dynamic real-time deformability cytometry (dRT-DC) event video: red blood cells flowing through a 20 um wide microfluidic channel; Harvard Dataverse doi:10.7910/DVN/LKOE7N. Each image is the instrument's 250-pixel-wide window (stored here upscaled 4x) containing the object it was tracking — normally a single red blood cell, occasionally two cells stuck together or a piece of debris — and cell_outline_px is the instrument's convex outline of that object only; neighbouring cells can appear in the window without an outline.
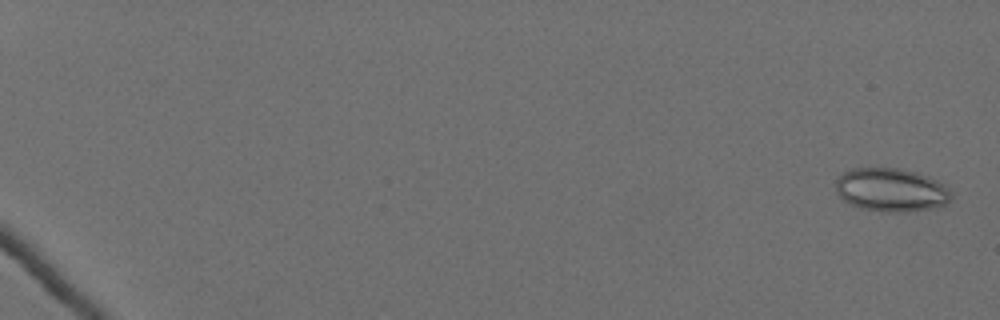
{"species": "Egyptian fruit bat (a non-hibernating species)", "species_latin": "Rousettus aegyptiacus", "temperature_condition": "cold", "stored_images_in_passage": 61, "camera_frame_rate_fps": 3000, "um_per_image_px": 0.085, "animal": {"sex": "female"}, "frame": {"image": 1, "passage_image": 2, "time_ms": 0.333, "image_size_px": [1000, 320], "cell_outline_px": [[952, 196], [944, 204], [928, 208], [908, 212], [880, 212], [860, 208], [848, 204], [836, 192], [836, 176], [852, 168], [900, 168], [916, 172], [928, 176], [936, 180], [948, 188], [952, 192]], "centroid_in_image_um": [75.7, 16.14], "position_along_channel_um": 9.3, "area_um2": 29.36}}
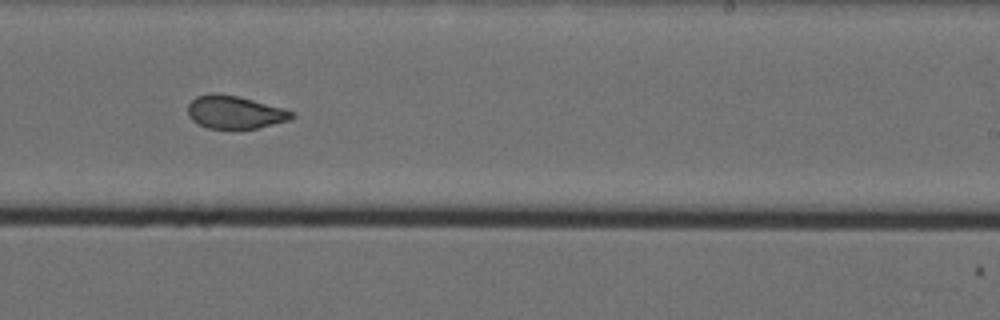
{"frame": {"image": 2, "passage_image": 42, "time_ms": 13.667, "image_size_px": [1000, 320], "cell_outline_px": [[296, 116], [288, 120], [256, 128], [208, 128], [192, 120], [188, 116], [188, 104], [196, 96], [212, 92], [216, 92], [236, 96], [284, 108], [296, 112]], "centroid_in_image_um": [19.95, 9.52], "position_along_channel_um": 269.0, "area_um2": 19.83}}
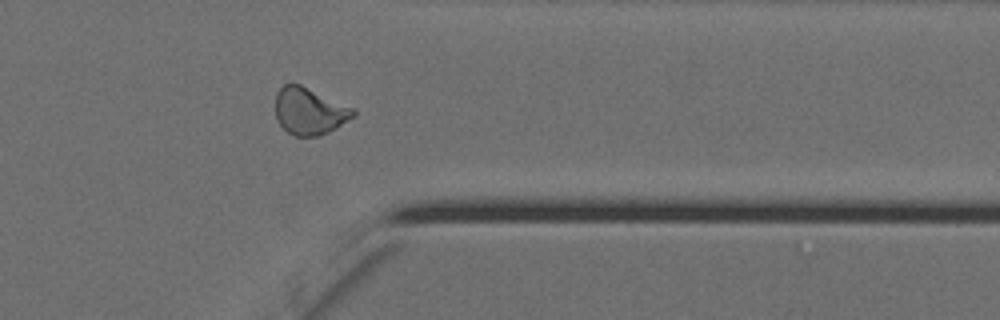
{"frame": {"image": 3, "passage_image": 52, "time_ms": 17.0, "image_size_px": [1000, 320], "cell_outline_px": [[356, 116], [336, 128], [328, 132], [316, 136], [296, 136], [288, 132], [276, 120], [276, 92], [284, 84], [300, 84], [356, 108]], "centroid_in_image_um": [26.34, 9.44], "position_along_channel_um": 385.1, "area_um2": 21.44}, "authors_computed_cell_mechanics": {"area_um2": 21.5594, "velocity_mm_per_s": 3.5341, "shape_relaxation_time_tau1_ms": null, "shape_relaxation_time_tau2_ms": 1.9817, "deformation_change_tau1": null, "deformation_change_tau2": 0.0649}}